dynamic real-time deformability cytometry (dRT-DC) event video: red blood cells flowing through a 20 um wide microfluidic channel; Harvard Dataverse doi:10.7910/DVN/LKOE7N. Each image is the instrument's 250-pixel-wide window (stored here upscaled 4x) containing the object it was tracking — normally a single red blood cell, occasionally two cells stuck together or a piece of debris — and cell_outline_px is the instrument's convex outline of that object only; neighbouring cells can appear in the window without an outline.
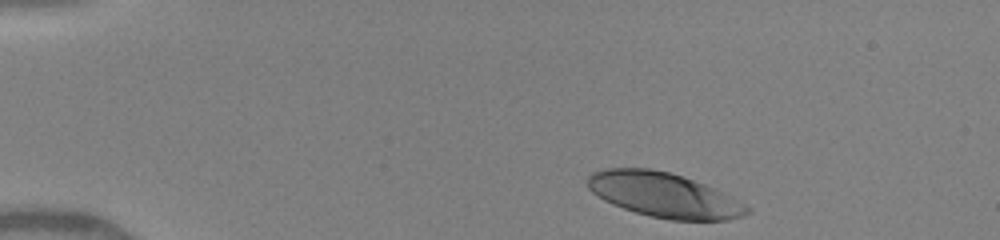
{"species": "human", "species_latin": "Homo sapiens", "temperature_condition": "warm", "stored_images_in_passage": 5, "camera_frame_rate_fps": 3000, "um_per_image_px": 0.085, "donor": {"sex": "female"}, "frame": {"image": 1, "passage_image": 1, "time_ms": 0.0, "image_size_px": [1000, 240], "cell_outline_px": [[752, 212], [744, 216], [728, 220], [672, 220], [648, 216], [612, 204], [604, 200], [592, 192], [588, 188], [588, 176], [592, 172], [608, 168], [652, 168], [684, 176], [704, 184], [752, 208]], "centroid_in_image_um": [56.43, 16.58], "position_along_channel_um": 28.6, "area_um2": 41.33}}
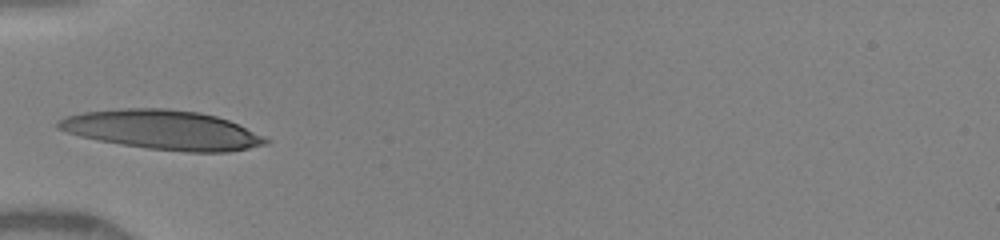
{"frame": {"image": 2, "passage_image": 4, "time_ms": 3.0, "image_size_px": [1000, 240], "cell_outline_px": [[272, 140], [268, 144], [228, 152], [188, 152], [148, 148], [120, 144], [96, 140], [80, 136], [56, 128], [56, 120], [64, 116], [84, 112], [120, 108], [164, 108], [200, 112], [216, 116], [228, 120], [264, 136]], "centroid_in_image_um": [13.8, 11.03], "position_along_channel_um": 71.2, "area_um2": 47.63}}